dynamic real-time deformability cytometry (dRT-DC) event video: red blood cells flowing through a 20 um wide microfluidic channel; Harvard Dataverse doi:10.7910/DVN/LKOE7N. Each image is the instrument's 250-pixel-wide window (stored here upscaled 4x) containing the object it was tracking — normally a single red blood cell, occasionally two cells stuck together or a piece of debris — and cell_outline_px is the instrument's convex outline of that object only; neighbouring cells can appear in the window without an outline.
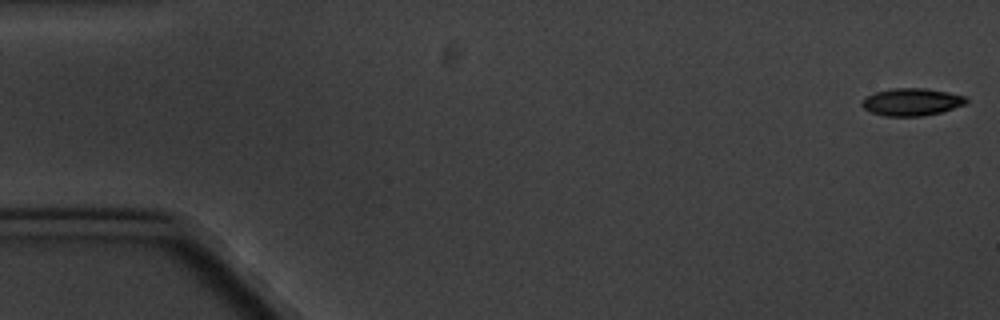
{"species": "common noctule bat (a hibernating species)", "species_latin": "Nyctalus noctula", "temperature_condition": "cold", "stored_images_in_passage": 7, "camera_frame_rate_fps": 3000, "um_per_image_px": 0.085, "animal": {"sex": "male", "body_mass_g": 20.1, "forearm_length_mm": 53.5}, "frame": {"image": 1, "passage_image": 1, "time_ms": 0.0, "image_size_px": [1000, 320], "cell_outline_px": [[968, 100], [964, 104], [940, 112], [920, 116], [884, 116], [872, 112], [864, 108], [860, 104], [868, 96], [876, 92], [892, 88], [924, 88], [948, 92], [964, 96]], "centroid_in_image_um": [77.48, 8.66], "position_along_channel_um": 7.5, "area_um2": 16.36}}
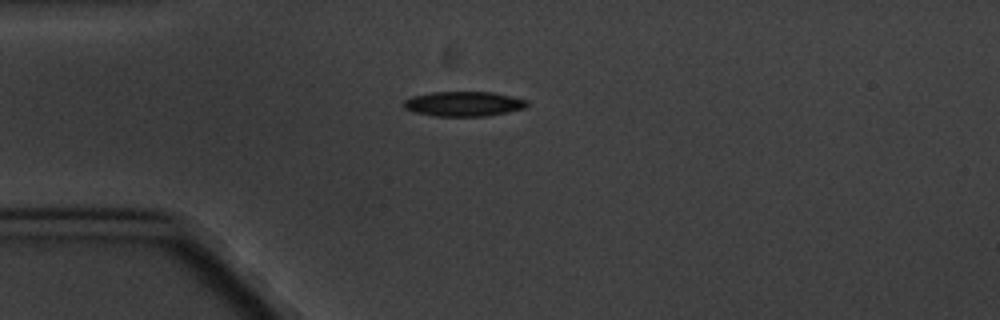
{"frame": {"image": 2, "passage_image": 5, "time_ms": 4.667, "image_size_px": [1000, 320], "cell_outline_px": [[528, 104], [524, 108], [508, 112], [488, 116], [436, 116], [412, 112], [404, 108], [404, 100], [412, 96], [432, 92], [492, 92], [528, 100]], "centroid_in_image_um": [39.4, 8.83], "position_along_channel_um": 45.6, "area_um2": 17.86}}